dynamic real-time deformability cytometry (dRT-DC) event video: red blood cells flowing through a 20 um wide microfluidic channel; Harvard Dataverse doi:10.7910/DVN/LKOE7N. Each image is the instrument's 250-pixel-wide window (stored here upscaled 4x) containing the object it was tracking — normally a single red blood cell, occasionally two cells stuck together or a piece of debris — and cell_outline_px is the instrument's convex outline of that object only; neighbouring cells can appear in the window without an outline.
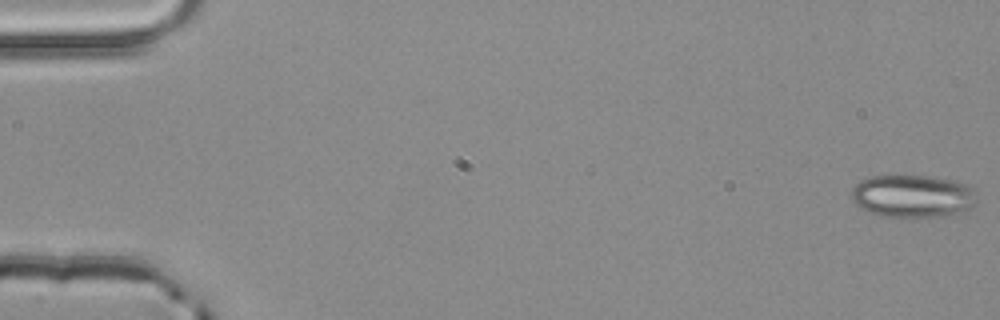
{"species": "common noctule bat (a hibernating species)", "species_latin": "Nyctalus noctula", "temperature_condition": "room temperature", "stored_images_in_passage": 5, "camera_frame_rate_fps": 3000, "um_per_image_px": 0.085, "animal": {"sex": "male", "body_mass_g": 20.4}, "frame": {"image": 1, "passage_image": 1, "time_ms": 0.0, "image_size_px": [1000, 320], "cell_outline_px": [[976, 192], [972, 208], [960, 212], [944, 216], [876, 216], [860, 208], [852, 200], [852, 188], [860, 180], [868, 176], [928, 176], [956, 180], [968, 184]], "centroid_in_image_um": [77.56, 16.66], "position_along_channel_um": 7.4, "area_um2": 31.27}}